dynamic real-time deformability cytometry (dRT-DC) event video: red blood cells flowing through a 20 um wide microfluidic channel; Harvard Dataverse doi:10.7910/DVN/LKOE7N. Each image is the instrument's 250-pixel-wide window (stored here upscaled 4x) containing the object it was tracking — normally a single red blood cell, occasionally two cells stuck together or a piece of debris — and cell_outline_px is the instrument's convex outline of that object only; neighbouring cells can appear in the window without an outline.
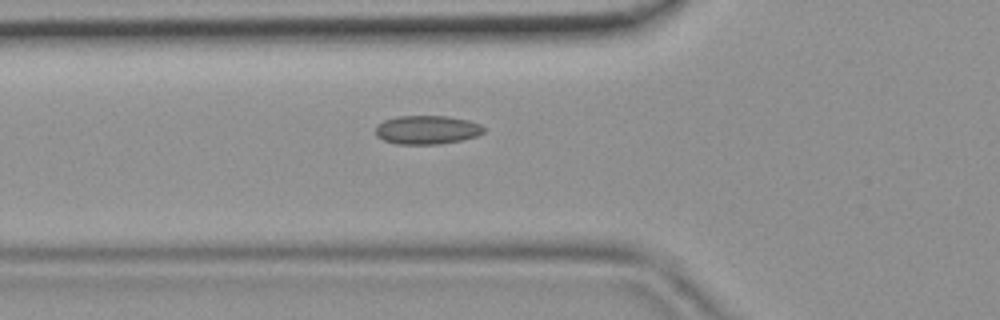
{"species": "common noctule bat (a hibernating species)", "species_latin": "Nyctalus noctula", "temperature_condition": "room temperature", "stored_images_in_passage": 47, "camera_frame_rate_fps": 3000, "um_per_image_px": 0.085, "animal": {"sex": "female", "body_mass_g": 19.9}, "frame": {"image": 1, "passage_image": 17, "time_ms": 5.333, "image_size_px": [1000, 320], "cell_outline_px": [[484, 132], [476, 136], [460, 140], [440, 144], [396, 144], [384, 140], [376, 136], [376, 124], [384, 120], [396, 116], [448, 116], [468, 120], [480, 124], [484, 128]], "centroid_in_image_um": [36.27, 11.03], "position_along_channel_um": 89.5, "area_um2": 18.15}}
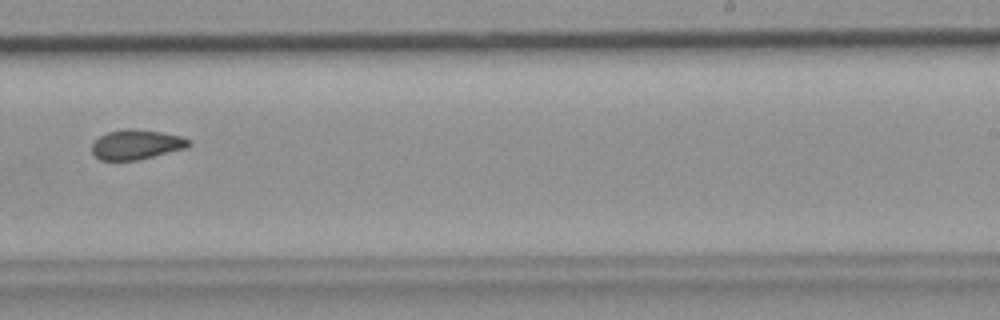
{"frame": {"image": 2, "passage_image": 30, "time_ms": 9.667, "image_size_px": [1000, 320], "cell_outline_px": [[192, 144], [188, 148], [140, 160], [100, 160], [92, 152], [92, 144], [100, 136], [108, 132], [124, 128], [132, 128], [160, 132], [180, 136], [192, 140]], "centroid_in_image_um": [11.64, 12.29], "position_along_channel_um": 277.4, "area_um2": 16.99}}
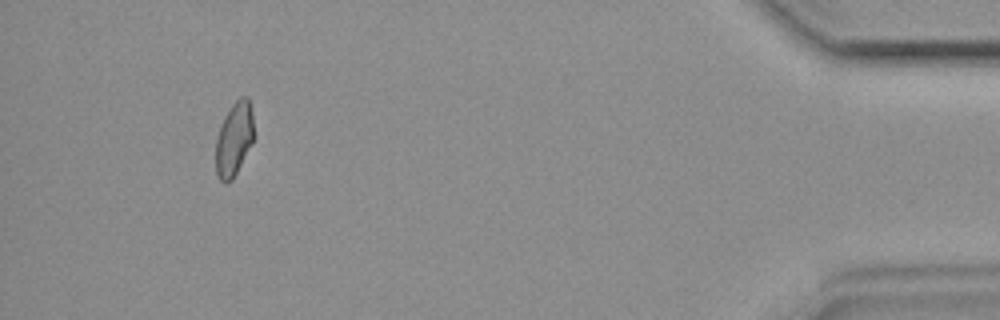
{"frame": {"image": 3, "passage_image": 44, "time_ms": 14.333, "image_size_px": [1000, 320], "cell_outline_px": [[252, 144], [232, 180], [228, 184], [224, 184], [220, 180], [216, 172], [216, 136], [220, 124], [224, 116], [232, 104], [240, 96], [248, 96], [252, 108]], "centroid_in_image_um": [19.88, 11.81], "position_along_channel_um": 415.3, "area_um2": 16.47}}